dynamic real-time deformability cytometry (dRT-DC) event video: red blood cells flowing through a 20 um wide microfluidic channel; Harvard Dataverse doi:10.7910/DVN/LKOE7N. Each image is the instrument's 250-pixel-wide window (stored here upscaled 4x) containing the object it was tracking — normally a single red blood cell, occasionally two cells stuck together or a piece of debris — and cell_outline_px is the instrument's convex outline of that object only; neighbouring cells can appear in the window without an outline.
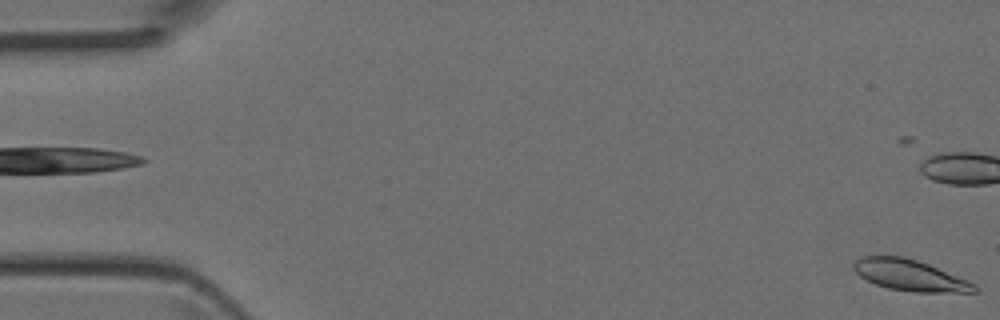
{"species": "Egyptian fruit bat (a non-hibernating species)", "species_latin": "Rousettus aegyptiacus", "temperature_condition": "room temperature", "stored_images_in_passage": 4, "camera_frame_rate_fps": 3000, "um_per_image_px": 0.085, "animal": {"sex": "female"}, "frame": {"image": 1, "passage_image": 4, "time_ms": 1.0, "image_size_px": [1000, 320], "cell_outline_px": [[980, 292], [912, 292], [888, 288], [876, 284], [860, 276], [852, 268], [852, 264], [860, 256], [904, 256], [928, 264], [968, 280], [976, 284], [980, 288]], "centroid_in_image_um": [77.37, 23.4], "position_along_channel_um": 7.6, "area_um2": 21.96}}